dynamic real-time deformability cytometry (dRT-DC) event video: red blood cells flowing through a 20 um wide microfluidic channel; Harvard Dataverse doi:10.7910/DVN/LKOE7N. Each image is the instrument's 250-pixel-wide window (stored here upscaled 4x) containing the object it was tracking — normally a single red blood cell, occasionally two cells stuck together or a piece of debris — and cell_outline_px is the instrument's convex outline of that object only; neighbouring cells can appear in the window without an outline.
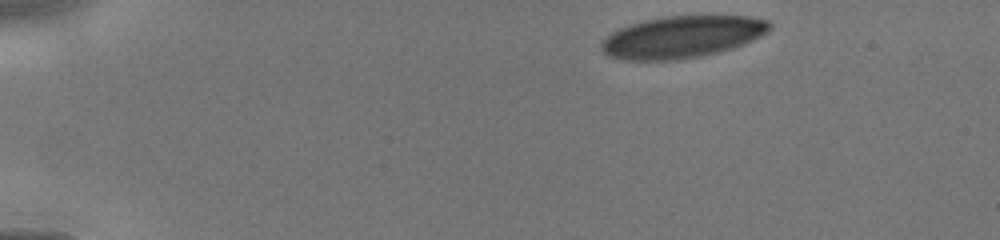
{"species": "human", "species_latin": "Homo sapiens", "temperature_condition": "cold", "stored_images_in_passage": 14, "camera_frame_rate_fps": 3000, "um_per_image_px": 0.085, "donor": {"sex": "male"}, "frame": {"image": 1, "passage_image": 1, "time_ms": 0.0, "image_size_px": [1000, 240], "cell_outline_px": [[772, 28], [768, 32], [744, 44], [720, 52], [700, 56], [676, 60], [620, 60], [608, 56], [600, 48], [600, 44], [604, 36], [620, 28], [644, 20], [668, 16], [748, 16], [768, 20], [772, 24]], "centroid_in_image_um": [57.97, 3.14], "position_along_channel_um": 27.0, "area_um2": 41.33}}
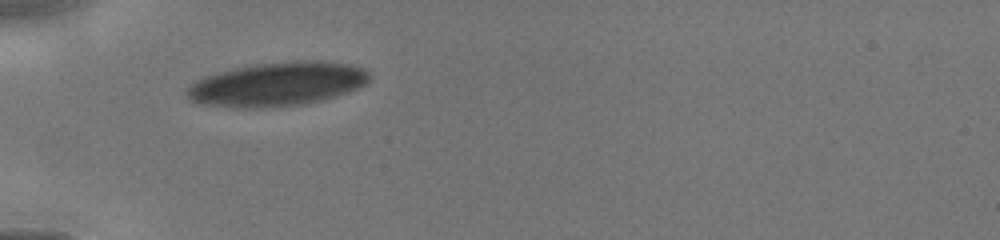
{"frame": {"image": 2, "passage_image": 13, "time_ms": 2.667, "image_size_px": [1000, 240], "cell_outline_px": [[372, 76], [368, 84], [348, 92], [336, 96], [304, 104], [264, 108], [232, 108], [196, 104], [184, 92], [184, 88], [188, 84], [204, 76], [236, 68], [260, 64], [296, 60], [320, 60], [352, 64], [364, 68]], "centroid_in_image_um": [23.57, 7.16], "position_along_channel_um": 61.4, "area_um2": 47.4}}